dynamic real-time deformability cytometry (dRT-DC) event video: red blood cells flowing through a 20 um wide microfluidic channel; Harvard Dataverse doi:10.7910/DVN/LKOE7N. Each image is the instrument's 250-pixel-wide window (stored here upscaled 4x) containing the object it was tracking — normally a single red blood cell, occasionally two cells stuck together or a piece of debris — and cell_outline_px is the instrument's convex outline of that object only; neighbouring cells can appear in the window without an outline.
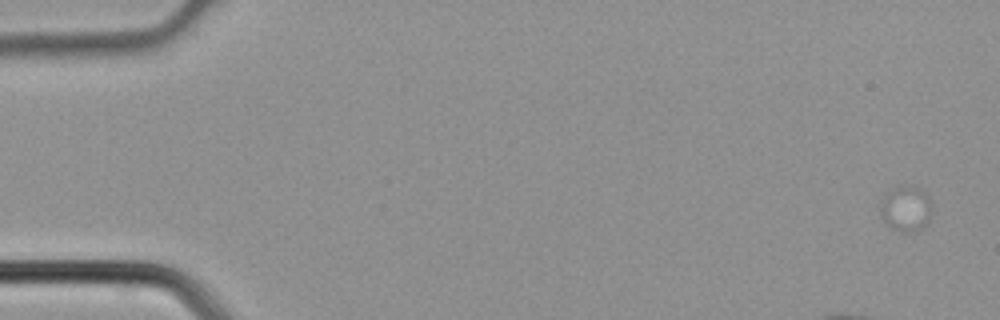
{"species": "common noctule bat (a hibernating species)", "species_latin": "Nyctalus noctula", "temperature_condition": "cold", "stored_images_in_passage": 4, "camera_frame_rate_fps": 3000, "um_per_image_px": 0.085, "animal": {"sex": "male", "body_mass_g": 21.5, "forearm_length_mm": 52.0}, "frame": {"image": 1, "passage_image": 1, "time_ms": 0.0, "image_size_px": [1000, 320], "cell_outline_px": [[932, 204], [928, 220], [920, 228], [904, 232], [900, 232], [892, 228], [880, 216], [880, 204], [884, 196], [892, 188], [900, 184], [912, 184], [928, 196]], "centroid_in_image_um": [76.97, 17.68], "position_along_channel_um": 8.0, "area_um2": 13.58}}